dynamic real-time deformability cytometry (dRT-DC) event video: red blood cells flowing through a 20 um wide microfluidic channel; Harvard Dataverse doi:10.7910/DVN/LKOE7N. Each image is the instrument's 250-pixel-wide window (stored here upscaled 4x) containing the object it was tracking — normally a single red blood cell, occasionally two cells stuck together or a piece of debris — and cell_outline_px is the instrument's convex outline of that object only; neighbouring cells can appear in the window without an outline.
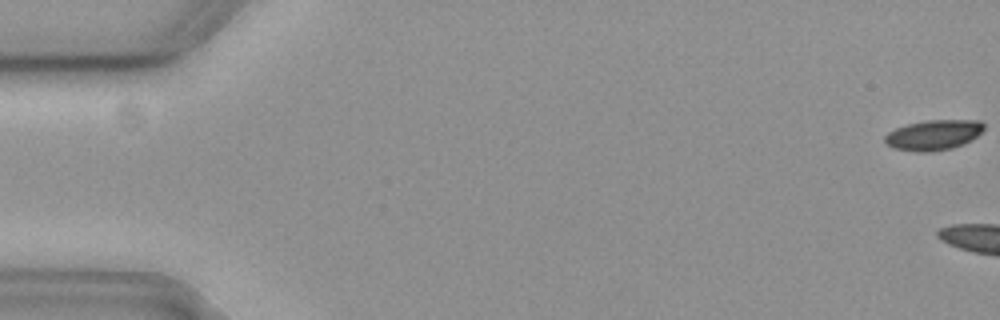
{"species": "common noctule bat (a hibernating species)", "species_latin": "Nyctalus noctula", "temperature_condition": "cold", "stored_images_in_passage": 6, "camera_frame_rate_fps": 3000, "um_per_image_px": 0.085, "animal": {"sex": "female", "body_mass_g": 19.3, "forearm_length_mm": 54.1}, "frame": {"image": 1, "passage_image": 1, "time_ms": 0.0, "image_size_px": [1000, 320], "cell_outline_px": [[984, 128], [972, 140], [964, 144], [952, 148], [928, 152], [920, 152], [896, 148], [888, 144], [884, 140], [884, 136], [888, 132], [896, 128], [908, 124], [928, 120], [980, 120], [984, 124]], "centroid_in_image_um": [79.37, 11.46], "position_along_channel_um": 5.6, "area_um2": 17.28}}